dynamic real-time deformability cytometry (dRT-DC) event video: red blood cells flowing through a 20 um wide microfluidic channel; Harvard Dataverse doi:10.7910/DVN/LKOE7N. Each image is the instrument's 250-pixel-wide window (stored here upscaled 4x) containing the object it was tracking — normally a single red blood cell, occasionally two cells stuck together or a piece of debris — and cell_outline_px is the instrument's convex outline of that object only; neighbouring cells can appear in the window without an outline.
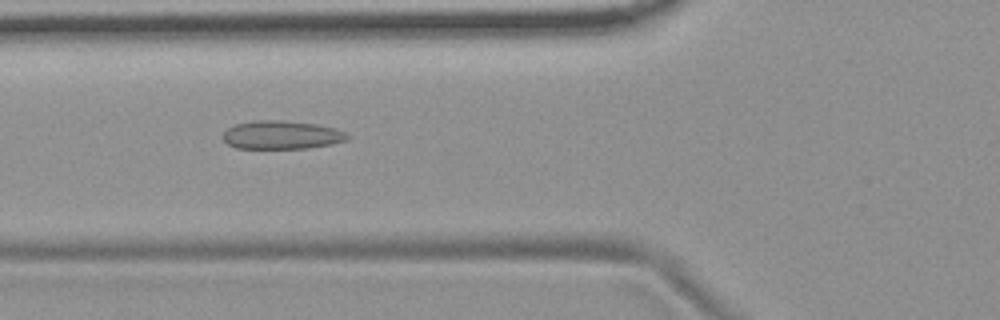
{"species": "common noctule bat (a hibernating species)", "species_latin": "Nyctalus noctula", "temperature_condition": "room temperature", "stored_images_in_passage": 54, "camera_frame_rate_fps": 3000, "um_per_image_px": 0.085, "animal": {"sex": "female", "body_mass_g": 19.9}, "frame": {"image": 1, "passage_image": 20, "time_ms": 6.333, "image_size_px": [1000, 320], "cell_outline_px": [[352, 136], [348, 140], [332, 144], [308, 148], [236, 148], [228, 144], [224, 140], [224, 132], [228, 128], [236, 124], [252, 120], [280, 120], [316, 124], [336, 128]], "centroid_in_image_um": [23.98, 11.47], "position_along_channel_um": 101.8, "area_um2": 20.63}}
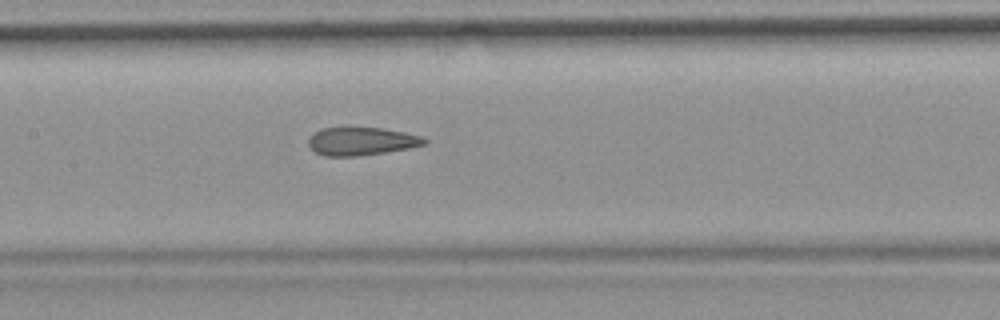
{"frame": {"image": 2, "passage_image": 26, "time_ms": 8.333, "image_size_px": [1000, 320], "cell_outline_px": [[428, 144], [408, 148], [384, 152], [356, 156], [324, 156], [316, 152], [308, 144], [308, 140], [320, 128], [384, 128], [404, 132], [420, 136], [428, 140]], "centroid_in_image_um": [30.75, 12.01], "position_along_channel_um": 176.7, "area_um2": 18.73}}
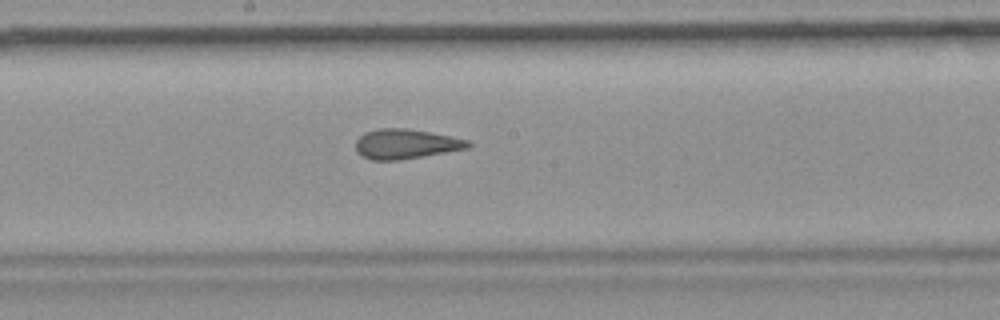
{"frame": {"image": 3, "passage_image": 29, "time_ms": 9.333, "image_size_px": [1000, 320], "cell_outline_px": [[472, 144], [468, 148], [400, 160], [372, 160], [360, 156], [356, 152], [356, 140], [364, 132], [376, 128], [404, 128], [428, 132], [468, 140]], "centroid_in_image_um": [34.43, 12.24], "position_along_channel_um": 213.8, "area_um2": 19.42}, "authors_computed_cell_mechanics": {"area_um2": 20.3745, "velocity_mm_per_s": 3.7239, "shape_relaxation_time_tau1_ms": null, "shape_relaxation_time_tau2_ms": 2.2285, "deformation_change_tau1": null, "deformation_change_tau2": 0.1155}}